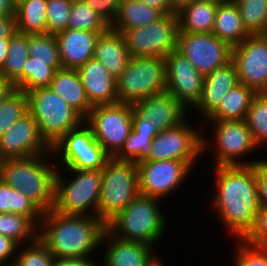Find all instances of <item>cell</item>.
<instances>
[{"mask_svg": "<svg viewBox=\"0 0 267 266\" xmlns=\"http://www.w3.org/2000/svg\"><path fill=\"white\" fill-rule=\"evenodd\" d=\"M215 189L212 210L229 234L244 239L253 229L261 206L255 164L214 167Z\"/></svg>", "mask_w": 267, "mask_h": 266, "instance_id": "6da1fadb", "label": "cell"}, {"mask_svg": "<svg viewBox=\"0 0 267 266\" xmlns=\"http://www.w3.org/2000/svg\"><path fill=\"white\" fill-rule=\"evenodd\" d=\"M106 224L96 216L43 213L38 238L55 258H91L99 249Z\"/></svg>", "mask_w": 267, "mask_h": 266, "instance_id": "7a4b0ae2", "label": "cell"}, {"mask_svg": "<svg viewBox=\"0 0 267 266\" xmlns=\"http://www.w3.org/2000/svg\"><path fill=\"white\" fill-rule=\"evenodd\" d=\"M51 157L52 152H47L33 157L0 160V179L20 189L43 213L54 208L55 177L60 168L54 160L50 161Z\"/></svg>", "mask_w": 267, "mask_h": 266, "instance_id": "3957f363", "label": "cell"}, {"mask_svg": "<svg viewBox=\"0 0 267 266\" xmlns=\"http://www.w3.org/2000/svg\"><path fill=\"white\" fill-rule=\"evenodd\" d=\"M160 201L139 194L106 224V229L119 239L145 242L155 247L163 239L168 224L159 207Z\"/></svg>", "mask_w": 267, "mask_h": 266, "instance_id": "277c9868", "label": "cell"}, {"mask_svg": "<svg viewBox=\"0 0 267 266\" xmlns=\"http://www.w3.org/2000/svg\"><path fill=\"white\" fill-rule=\"evenodd\" d=\"M68 171L71 173L69 179L63 176ZM101 189L102 170L58 168L55 177L53 209L63 214L98 217Z\"/></svg>", "mask_w": 267, "mask_h": 266, "instance_id": "5b68a950", "label": "cell"}, {"mask_svg": "<svg viewBox=\"0 0 267 266\" xmlns=\"http://www.w3.org/2000/svg\"><path fill=\"white\" fill-rule=\"evenodd\" d=\"M26 95L28 113L36 120L41 136L50 146L84 123L85 118L50 87L35 88Z\"/></svg>", "mask_w": 267, "mask_h": 266, "instance_id": "8992f818", "label": "cell"}, {"mask_svg": "<svg viewBox=\"0 0 267 266\" xmlns=\"http://www.w3.org/2000/svg\"><path fill=\"white\" fill-rule=\"evenodd\" d=\"M203 122L206 125L209 123L208 126L213 125L209 131L213 130V138H211L213 140H209V137L207 139V135L202 134V154L210 151L209 148L213 145L212 149L215 153L213 166L253 165L259 161V159L244 161L246 155L249 157L255 150H260L245 120H204Z\"/></svg>", "mask_w": 267, "mask_h": 266, "instance_id": "52a82bcc", "label": "cell"}, {"mask_svg": "<svg viewBox=\"0 0 267 266\" xmlns=\"http://www.w3.org/2000/svg\"><path fill=\"white\" fill-rule=\"evenodd\" d=\"M139 194L137 163L111 157L102 168L98 217L107 224Z\"/></svg>", "mask_w": 267, "mask_h": 266, "instance_id": "ba28073f", "label": "cell"}, {"mask_svg": "<svg viewBox=\"0 0 267 266\" xmlns=\"http://www.w3.org/2000/svg\"><path fill=\"white\" fill-rule=\"evenodd\" d=\"M119 103L133 105L151 95L166 91L163 57H130L126 69L116 80Z\"/></svg>", "mask_w": 267, "mask_h": 266, "instance_id": "9c48e42d", "label": "cell"}, {"mask_svg": "<svg viewBox=\"0 0 267 266\" xmlns=\"http://www.w3.org/2000/svg\"><path fill=\"white\" fill-rule=\"evenodd\" d=\"M133 106L115 103L93 106L84 123L91 129L95 140L114 157L132 130Z\"/></svg>", "mask_w": 267, "mask_h": 266, "instance_id": "30bf717a", "label": "cell"}, {"mask_svg": "<svg viewBox=\"0 0 267 266\" xmlns=\"http://www.w3.org/2000/svg\"><path fill=\"white\" fill-rule=\"evenodd\" d=\"M189 123L187 116L178 125L159 131L152 140L149 155L143 161L181 160L196 168L194 165L203 155V133L201 127L195 128Z\"/></svg>", "mask_w": 267, "mask_h": 266, "instance_id": "8fae6325", "label": "cell"}, {"mask_svg": "<svg viewBox=\"0 0 267 266\" xmlns=\"http://www.w3.org/2000/svg\"><path fill=\"white\" fill-rule=\"evenodd\" d=\"M51 152L58 155L60 167L64 164L62 168L79 170H102L111 158L85 123L62 136L51 146Z\"/></svg>", "mask_w": 267, "mask_h": 266, "instance_id": "7c38bea8", "label": "cell"}, {"mask_svg": "<svg viewBox=\"0 0 267 266\" xmlns=\"http://www.w3.org/2000/svg\"><path fill=\"white\" fill-rule=\"evenodd\" d=\"M179 31L177 14H164L159 20L125 30L124 37L130 57H163L177 50Z\"/></svg>", "mask_w": 267, "mask_h": 266, "instance_id": "4fadbf2b", "label": "cell"}, {"mask_svg": "<svg viewBox=\"0 0 267 266\" xmlns=\"http://www.w3.org/2000/svg\"><path fill=\"white\" fill-rule=\"evenodd\" d=\"M177 51L203 76L225 66L232 59V46L213 33L178 31Z\"/></svg>", "mask_w": 267, "mask_h": 266, "instance_id": "5bb4252c", "label": "cell"}, {"mask_svg": "<svg viewBox=\"0 0 267 266\" xmlns=\"http://www.w3.org/2000/svg\"><path fill=\"white\" fill-rule=\"evenodd\" d=\"M137 166L140 194L161 200L181 189L183 181L193 170L181 160L140 161Z\"/></svg>", "mask_w": 267, "mask_h": 266, "instance_id": "9a60e30c", "label": "cell"}, {"mask_svg": "<svg viewBox=\"0 0 267 266\" xmlns=\"http://www.w3.org/2000/svg\"><path fill=\"white\" fill-rule=\"evenodd\" d=\"M240 84L256 93H267V36L249 35L232 47V59Z\"/></svg>", "mask_w": 267, "mask_h": 266, "instance_id": "2e32d148", "label": "cell"}, {"mask_svg": "<svg viewBox=\"0 0 267 266\" xmlns=\"http://www.w3.org/2000/svg\"><path fill=\"white\" fill-rule=\"evenodd\" d=\"M166 90L186 109L199 100L204 76L179 51H171L165 58Z\"/></svg>", "mask_w": 267, "mask_h": 266, "instance_id": "e0dca14e", "label": "cell"}, {"mask_svg": "<svg viewBox=\"0 0 267 266\" xmlns=\"http://www.w3.org/2000/svg\"><path fill=\"white\" fill-rule=\"evenodd\" d=\"M51 152V146L41 136L36 120L25 114L0 135V160L27 158Z\"/></svg>", "mask_w": 267, "mask_h": 266, "instance_id": "ac0fdd59", "label": "cell"}, {"mask_svg": "<svg viewBox=\"0 0 267 266\" xmlns=\"http://www.w3.org/2000/svg\"><path fill=\"white\" fill-rule=\"evenodd\" d=\"M133 110L150 123L156 125L158 131H163L181 123L189 114L178 100L167 90L151 95L132 105Z\"/></svg>", "mask_w": 267, "mask_h": 266, "instance_id": "d6986e66", "label": "cell"}, {"mask_svg": "<svg viewBox=\"0 0 267 266\" xmlns=\"http://www.w3.org/2000/svg\"><path fill=\"white\" fill-rule=\"evenodd\" d=\"M100 33L70 28L56 33L62 68L78 69L93 58Z\"/></svg>", "mask_w": 267, "mask_h": 266, "instance_id": "ffe728a7", "label": "cell"}, {"mask_svg": "<svg viewBox=\"0 0 267 266\" xmlns=\"http://www.w3.org/2000/svg\"><path fill=\"white\" fill-rule=\"evenodd\" d=\"M102 245L107 248L103 251V259H99L101 262L99 266H145L149 259L156 254L155 251H152L155 248L150 244L119 239L107 229L102 236Z\"/></svg>", "mask_w": 267, "mask_h": 266, "instance_id": "44dd1931", "label": "cell"}, {"mask_svg": "<svg viewBox=\"0 0 267 266\" xmlns=\"http://www.w3.org/2000/svg\"><path fill=\"white\" fill-rule=\"evenodd\" d=\"M235 64L230 61L223 67L204 76V84L198 102L191 108L205 120L219 105L223 96L239 84Z\"/></svg>", "mask_w": 267, "mask_h": 266, "instance_id": "7402d4cb", "label": "cell"}, {"mask_svg": "<svg viewBox=\"0 0 267 266\" xmlns=\"http://www.w3.org/2000/svg\"><path fill=\"white\" fill-rule=\"evenodd\" d=\"M77 70L92 106L119 102L116 79L100 61L91 58Z\"/></svg>", "mask_w": 267, "mask_h": 266, "instance_id": "603a6c76", "label": "cell"}, {"mask_svg": "<svg viewBox=\"0 0 267 266\" xmlns=\"http://www.w3.org/2000/svg\"><path fill=\"white\" fill-rule=\"evenodd\" d=\"M93 58L100 61L114 79H118L130 59L123 35L109 28L100 33Z\"/></svg>", "mask_w": 267, "mask_h": 266, "instance_id": "cb8c5ba5", "label": "cell"}, {"mask_svg": "<svg viewBox=\"0 0 267 266\" xmlns=\"http://www.w3.org/2000/svg\"><path fill=\"white\" fill-rule=\"evenodd\" d=\"M49 87L84 118L93 108L86 96L77 69L56 70Z\"/></svg>", "mask_w": 267, "mask_h": 266, "instance_id": "d4e9b609", "label": "cell"}, {"mask_svg": "<svg viewBox=\"0 0 267 266\" xmlns=\"http://www.w3.org/2000/svg\"><path fill=\"white\" fill-rule=\"evenodd\" d=\"M212 33L232 47L250 35L243 27L239 9L233 0L218 5Z\"/></svg>", "mask_w": 267, "mask_h": 266, "instance_id": "484cf974", "label": "cell"}, {"mask_svg": "<svg viewBox=\"0 0 267 266\" xmlns=\"http://www.w3.org/2000/svg\"><path fill=\"white\" fill-rule=\"evenodd\" d=\"M163 15L160 10L138 0H121L118 14L110 28L122 33L125 30L152 24Z\"/></svg>", "mask_w": 267, "mask_h": 266, "instance_id": "4316f807", "label": "cell"}, {"mask_svg": "<svg viewBox=\"0 0 267 266\" xmlns=\"http://www.w3.org/2000/svg\"><path fill=\"white\" fill-rule=\"evenodd\" d=\"M256 94L253 89L239 83L223 96L218 107L205 120H245Z\"/></svg>", "mask_w": 267, "mask_h": 266, "instance_id": "83f0119b", "label": "cell"}, {"mask_svg": "<svg viewBox=\"0 0 267 266\" xmlns=\"http://www.w3.org/2000/svg\"><path fill=\"white\" fill-rule=\"evenodd\" d=\"M219 4L196 0L178 14L179 31L189 33H212L215 14Z\"/></svg>", "mask_w": 267, "mask_h": 266, "instance_id": "f1b7e54d", "label": "cell"}, {"mask_svg": "<svg viewBox=\"0 0 267 266\" xmlns=\"http://www.w3.org/2000/svg\"><path fill=\"white\" fill-rule=\"evenodd\" d=\"M47 0H20L14 5L15 29L28 35L47 34Z\"/></svg>", "mask_w": 267, "mask_h": 266, "instance_id": "f546056e", "label": "cell"}, {"mask_svg": "<svg viewBox=\"0 0 267 266\" xmlns=\"http://www.w3.org/2000/svg\"><path fill=\"white\" fill-rule=\"evenodd\" d=\"M28 57L29 35L15 31L10 37L6 61L0 73L14 82L16 88L22 84L23 65Z\"/></svg>", "mask_w": 267, "mask_h": 266, "instance_id": "4dcf8cb0", "label": "cell"}, {"mask_svg": "<svg viewBox=\"0 0 267 266\" xmlns=\"http://www.w3.org/2000/svg\"><path fill=\"white\" fill-rule=\"evenodd\" d=\"M0 213L21 214L39 227L43 212L20 189L7 185L0 179Z\"/></svg>", "mask_w": 267, "mask_h": 266, "instance_id": "1f68e13d", "label": "cell"}, {"mask_svg": "<svg viewBox=\"0 0 267 266\" xmlns=\"http://www.w3.org/2000/svg\"><path fill=\"white\" fill-rule=\"evenodd\" d=\"M59 69H62L60 61H41L29 56L23 65L22 84L17 90L26 93L35 88L49 87Z\"/></svg>", "mask_w": 267, "mask_h": 266, "instance_id": "d6a6232c", "label": "cell"}, {"mask_svg": "<svg viewBox=\"0 0 267 266\" xmlns=\"http://www.w3.org/2000/svg\"><path fill=\"white\" fill-rule=\"evenodd\" d=\"M0 234L21 246L33 242L38 237V228L24 215L0 213Z\"/></svg>", "mask_w": 267, "mask_h": 266, "instance_id": "836d02e7", "label": "cell"}, {"mask_svg": "<svg viewBox=\"0 0 267 266\" xmlns=\"http://www.w3.org/2000/svg\"><path fill=\"white\" fill-rule=\"evenodd\" d=\"M237 5L245 30L250 35L267 30V0H233Z\"/></svg>", "mask_w": 267, "mask_h": 266, "instance_id": "e575fe53", "label": "cell"}, {"mask_svg": "<svg viewBox=\"0 0 267 266\" xmlns=\"http://www.w3.org/2000/svg\"><path fill=\"white\" fill-rule=\"evenodd\" d=\"M256 145L267 147V93H257L252 99L245 119Z\"/></svg>", "mask_w": 267, "mask_h": 266, "instance_id": "d590c367", "label": "cell"}, {"mask_svg": "<svg viewBox=\"0 0 267 266\" xmlns=\"http://www.w3.org/2000/svg\"><path fill=\"white\" fill-rule=\"evenodd\" d=\"M68 28L105 32L110 26L83 0H73Z\"/></svg>", "mask_w": 267, "mask_h": 266, "instance_id": "8d00e7d4", "label": "cell"}, {"mask_svg": "<svg viewBox=\"0 0 267 266\" xmlns=\"http://www.w3.org/2000/svg\"><path fill=\"white\" fill-rule=\"evenodd\" d=\"M55 259L54 255L37 237L33 242L18 247L14 264L16 266H53Z\"/></svg>", "mask_w": 267, "mask_h": 266, "instance_id": "74e56055", "label": "cell"}, {"mask_svg": "<svg viewBox=\"0 0 267 266\" xmlns=\"http://www.w3.org/2000/svg\"><path fill=\"white\" fill-rule=\"evenodd\" d=\"M27 113V95L23 91L16 90L0 103V135L5 133L17 120Z\"/></svg>", "mask_w": 267, "mask_h": 266, "instance_id": "f35d334b", "label": "cell"}, {"mask_svg": "<svg viewBox=\"0 0 267 266\" xmlns=\"http://www.w3.org/2000/svg\"><path fill=\"white\" fill-rule=\"evenodd\" d=\"M155 136L144 135L131 130L127 141L114 158L116 160L134 161L135 163L143 161L149 155L151 143Z\"/></svg>", "mask_w": 267, "mask_h": 266, "instance_id": "ab89813d", "label": "cell"}, {"mask_svg": "<svg viewBox=\"0 0 267 266\" xmlns=\"http://www.w3.org/2000/svg\"><path fill=\"white\" fill-rule=\"evenodd\" d=\"M29 56L41 61H60L55 34L29 35Z\"/></svg>", "mask_w": 267, "mask_h": 266, "instance_id": "60d3db41", "label": "cell"}, {"mask_svg": "<svg viewBox=\"0 0 267 266\" xmlns=\"http://www.w3.org/2000/svg\"><path fill=\"white\" fill-rule=\"evenodd\" d=\"M73 0H47V33L56 34L68 28Z\"/></svg>", "mask_w": 267, "mask_h": 266, "instance_id": "b9f144b4", "label": "cell"}, {"mask_svg": "<svg viewBox=\"0 0 267 266\" xmlns=\"http://www.w3.org/2000/svg\"><path fill=\"white\" fill-rule=\"evenodd\" d=\"M237 242L233 266H267V251L262 246L251 245L244 239Z\"/></svg>", "mask_w": 267, "mask_h": 266, "instance_id": "7bdbcfd3", "label": "cell"}, {"mask_svg": "<svg viewBox=\"0 0 267 266\" xmlns=\"http://www.w3.org/2000/svg\"><path fill=\"white\" fill-rule=\"evenodd\" d=\"M244 240L255 246H263L267 242V207L260 208L254 227Z\"/></svg>", "mask_w": 267, "mask_h": 266, "instance_id": "ee69618b", "label": "cell"}, {"mask_svg": "<svg viewBox=\"0 0 267 266\" xmlns=\"http://www.w3.org/2000/svg\"><path fill=\"white\" fill-rule=\"evenodd\" d=\"M109 25L114 22L121 4V0H83Z\"/></svg>", "mask_w": 267, "mask_h": 266, "instance_id": "f6af8a7d", "label": "cell"}, {"mask_svg": "<svg viewBox=\"0 0 267 266\" xmlns=\"http://www.w3.org/2000/svg\"><path fill=\"white\" fill-rule=\"evenodd\" d=\"M258 198L261 207H267V159L255 163Z\"/></svg>", "mask_w": 267, "mask_h": 266, "instance_id": "bcb514c9", "label": "cell"}, {"mask_svg": "<svg viewBox=\"0 0 267 266\" xmlns=\"http://www.w3.org/2000/svg\"><path fill=\"white\" fill-rule=\"evenodd\" d=\"M18 247L15 241L0 234V265L14 263Z\"/></svg>", "mask_w": 267, "mask_h": 266, "instance_id": "7dc6e473", "label": "cell"}, {"mask_svg": "<svg viewBox=\"0 0 267 266\" xmlns=\"http://www.w3.org/2000/svg\"><path fill=\"white\" fill-rule=\"evenodd\" d=\"M132 130L144 135H157L159 133L156 125L151 124L149 119L141 118L135 111L133 112Z\"/></svg>", "mask_w": 267, "mask_h": 266, "instance_id": "c3c4849f", "label": "cell"}, {"mask_svg": "<svg viewBox=\"0 0 267 266\" xmlns=\"http://www.w3.org/2000/svg\"><path fill=\"white\" fill-rule=\"evenodd\" d=\"M99 261L91 258H56L53 266H99Z\"/></svg>", "mask_w": 267, "mask_h": 266, "instance_id": "681fc988", "label": "cell"}, {"mask_svg": "<svg viewBox=\"0 0 267 266\" xmlns=\"http://www.w3.org/2000/svg\"><path fill=\"white\" fill-rule=\"evenodd\" d=\"M15 31V15L0 16V39L10 38Z\"/></svg>", "mask_w": 267, "mask_h": 266, "instance_id": "f907efd6", "label": "cell"}, {"mask_svg": "<svg viewBox=\"0 0 267 266\" xmlns=\"http://www.w3.org/2000/svg\"><path fill=\"white\" fill-rule=\"evenodd\" d=\"M17 90L14 82L3 77L0 73V103L6 100Z\"/></svg>", "mask_w": 267, "mask_h": 266, "instance_id": "816d5d0a", "label": "cell"}, {"mask_svg": "<svg viewBox=\"0 0 267 266\" xmlns=\"http://www.w3.org/2000/svg\"><path fill=\"white\" fill-rule=\"evenodd\" d=\"M150 7L160 10L163 14H172L170 0H138Z\"/></svg>", "mask_w": 267, "mask_h": 266, "instance_id": "f5cc1de1", "label": "cell"}, {"mask_svg": "<svg viewBox=\"0 0 267 266\" xmlns=\"http://www.w3.org/2000/svg\"><path fill=\"white\" fill-rule=\"evenodd\" d=\"M10 38L0 39V72L5 64Z\"/></svg>", "mask_w": 267, "mask_h": 266, "instance_id": "db71d44e", "label": "cell"}, {"mask_svg": "<svg viewBox=\"0 0 267 266\" xmlns=\"http://www.w3.org/2000/svg\"><path fill=\"white\" fill-rule=\"evenodd\" d=\"M196 0H170L171 3V11L174 14H178L185 7L191 5Z\"/></svg>", "mask_w": 267, "mask_h": 266, "instance_id": "11a10c76", "label": "cell"}, {"mask_svg": "<svg viewBox=\"0 0 267 266\" xmlns=\"http://www.w3.org/2000/svg\"><path fill=\"white\" fill-rule=\"evenodd\" d=\"M14 14V3L11 0H0V16Z\"/></svg>", "mask_w": 267, "mask_h": 266, "instance_id": "9f6ffc18", "label": "cell"}, {"mask_svg": "<svg viewBox=\"0 0 267 266\" xmlns=\"http://www.w3.org/2000/svg\"><path fill=\"white\" fill-rule=\"evenodd\" d=\"M163 260L158 258L155 254L149 259L145 266H165Z\"/></svg>", "mask_w": 267, "mask_h": 266, "instance_id": "6f0895ef", "label": "cell"}, {"mask_svg": "<svg viewBox=\"0 0 267 266\" xmlns=\"http://www.w3.org/2000/svg\"><path fill=\"white\" fill-rule=\"evenodd\" d=\"M202 1H210V2L217 3V4H221V3H226L232 0H202Z\"/></svg>", "mask_w": 267, "mask_h": 266, "instance_id": "680465c9", "label": "cell"}, {"mask_svg": "<svg viewBox=\"0 0 267 266\" xmlns=\"http://www.w3.org/2000/svg\"><path fill=\"white\" fill-rule=\"evenodd\" d=\"M0 266H16L14 263L11 264H4V265H0Z\"/></svg>", "mask_w": 267, "mask_h": 266, "instance_id": "91938a15", "label": "cell"}, {"mask_svg": "<svg viewBox=\"0 0 267 266\" xmlns=\"http://www.w3.org/2000/svg\"><path fill=\"white\" fill-rule=\"evenodd\" d=\"M262 247L267 251V242Z\"/></svg>", "mask_w": 267, "mask_h": 266, "instance_id": "94428289", "label": "cell"}, {"mask_svg": "<svg viewBox=\"0 0 267 266\" xmlns=\"http://www.w3.org/2000/svg\"><path fill=\"white\" fill-rule=\"evenodd\" d=\"M13 3H14V5L18 2V1H20V0H11Z\"/></svg>", "mask_w": 267, "mask_h": 266, "instance_id": "6125c7cd", "label": "cell"}]
</instances>
